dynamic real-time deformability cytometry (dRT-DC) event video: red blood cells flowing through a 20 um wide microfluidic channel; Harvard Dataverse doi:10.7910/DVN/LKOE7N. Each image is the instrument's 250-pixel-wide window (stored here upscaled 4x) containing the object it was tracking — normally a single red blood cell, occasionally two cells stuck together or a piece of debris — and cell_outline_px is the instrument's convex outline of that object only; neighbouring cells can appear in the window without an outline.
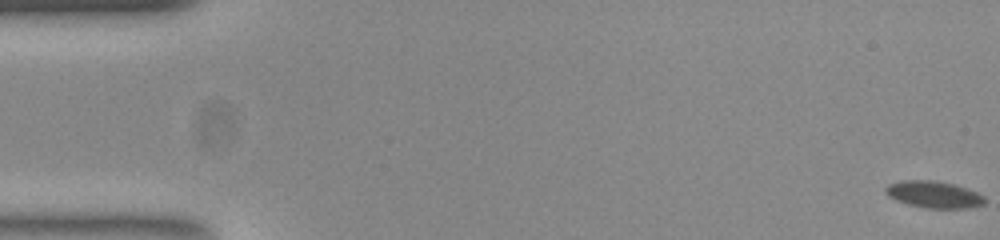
{"species": "common noctule bat (a hibernating species)", "species_latin": "Nyctalus noctula", "temperature_condition": "room temperature", "stored_images_in_passage": 11, "camera_frame_rate_fps": 3000, "um_per_image_px": 0.085, "animal": {"sex": "female", "body_mass_g": 23.0, "forearm_length_mm": 53.4}, "frame": {"image": 1, "passage_image": 1, "time_ms": 0.0, "image_size_px": [1000, 240], "cell_outline_px": [[984, 204], [960, 208], [932, 208], [912, 204], [900, 200], [892, 196], [884, 188], [892, 184], [908, 180], [924, 180], [952, 184], [976, 192], [984, 196]], "centroid_in_image_um": [79.44, 16.53], "position_along_channel_um": 5.6, "area_um2": 14.39}}